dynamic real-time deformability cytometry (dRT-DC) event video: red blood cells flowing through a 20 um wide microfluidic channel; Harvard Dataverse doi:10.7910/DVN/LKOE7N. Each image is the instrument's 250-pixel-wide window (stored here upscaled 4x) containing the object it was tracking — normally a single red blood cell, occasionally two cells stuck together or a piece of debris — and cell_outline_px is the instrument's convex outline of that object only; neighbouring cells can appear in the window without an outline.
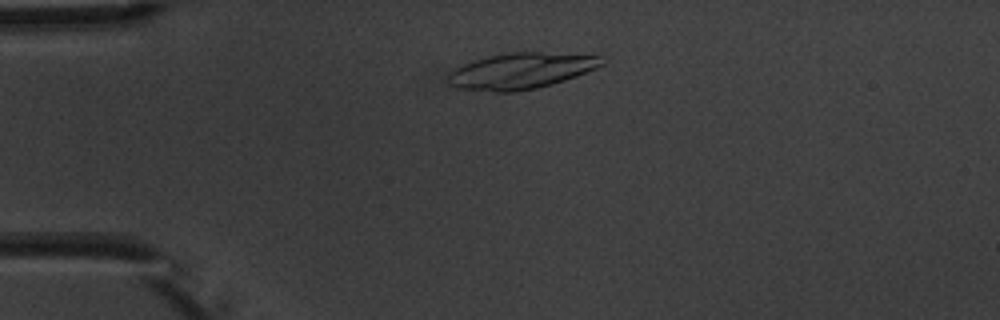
{"species": "common noctule bat (a hibernating species)", "species_latin": "Nyctalus noctula", "temperature_condition": "warm", "stored_images_in_passage": 2, "camera_frame_rate_fps": 3000, "um_per_image_px": 0.085, "animal": {"sex": "male", "body_mass_g": 20.1, "forearm_length_mm": 53.5}, "frame": {"image": 1, "passage_image": 1, "time_ms": 0.0, "image_size_px": [1000, 320], "cell_outline_px": [[604, 64], [596, 68], [576, 76], [552, 84], [536, 88], [516, 92], [492, 92], [456, 88], [448, 84], [444, 80], [448, 72], [464, 64], [488, 56], [508, 52], [540, 52], [600, 56]], "centroid_in_image_um": [44.2, 6.04], "position_along_channel_um": 40.8, "area_um2": 32.31}}